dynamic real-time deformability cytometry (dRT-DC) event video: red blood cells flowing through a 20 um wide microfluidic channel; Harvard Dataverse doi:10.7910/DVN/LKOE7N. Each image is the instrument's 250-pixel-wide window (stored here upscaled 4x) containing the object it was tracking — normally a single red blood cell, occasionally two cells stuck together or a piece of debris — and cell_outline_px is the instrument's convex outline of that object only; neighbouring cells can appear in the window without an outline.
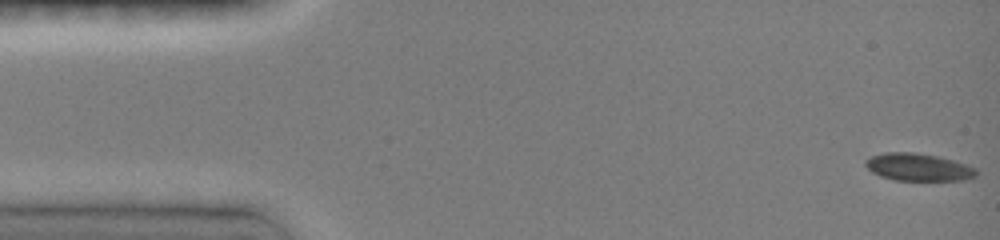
{"species": "common noctule bat (a hibernating species)", "species_latin": "Nyctalus noctula", "temperature_condition": "room temperature", "stored_images_in_passage": 47, "camera_frame_rate_fps": 3000, "um_per_image_px": 0.085, "animal": {"sex": "female", "body_mass_g": 19.0, "forearm_length_mm": 51.5}, "frame": {"image": 1, "passage_image": 1, "time_ms": 0.0, "image_size_px": [1000, 240], "cell_outline_px": [[976, 176], [964, 180], [896, 180], [880, 176], [872, 172], [864, 164], [864, 160], [872, 156], [888, 152], [912, 152], [936, 156], [952, 160], [976, 168]], "centroid_in_image_um": [78.03, 14.21], "position_along_channel_um": 7.0, "area_um2": 17.51}}
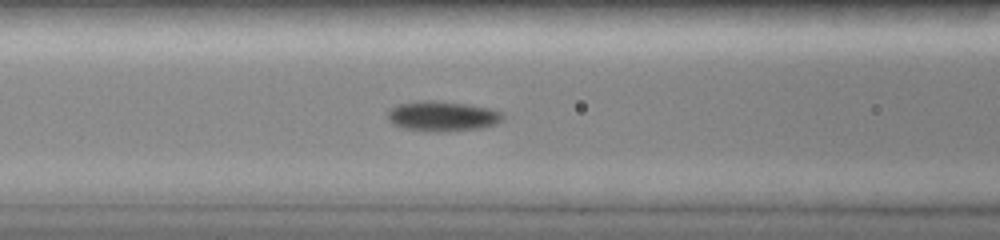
{"frame": {"image": 2, "passage_image": 19, "time_ms": 6.0, "image_size_px": [1000, 240], "cell_outline_px": [[504, 116], [496, 124], [480, 128], [444, 132], [440, 132], [404, 128], [392, 124], [388, 120], [388, 108], [396, 104], [420, 100], [432, 100], [468, 104], [488, 108], [500, 112]], "centroid_in_image_um": [37.54, 9.86], "position_along_channel_um": 129.1, "area_um2": 20.23}}
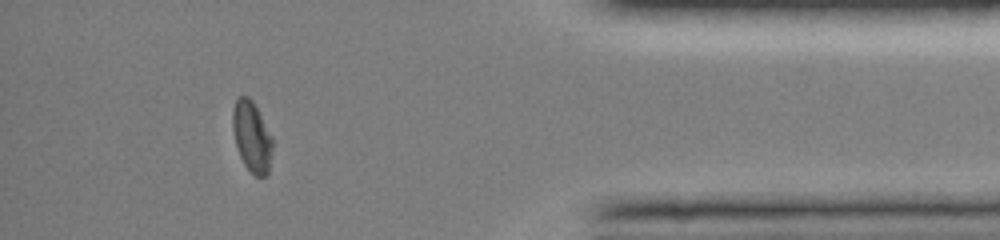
{"frame": {"image": 3, "passage_image": 42, "time_ms": 13.667, "image_size_px": [1000, 240], "cell_outline_px": [[272, 148], [268, 172], [264, 176], [256, 176], [244, 164], [240, 156], [236, 144], [232, 128], [232, 112], [236, 100], [240, 96], [248, 96], [252, 100], [272, 136]], "centroid_in_image_um": [21.39, 11.59], "position_along_channel_um": 413.8, "area_um2": 16.13}, "authors_computed_cell_mechanics": {"area_um2": 17.918, "velocity_mm_per_s": 4.0722, "shape_relaxation_time_tau1_ms": 2.4087, "shape_relaxation_time_tau2_ms": 3.0042, "deformation_change_tau1": 0.1221, "deformation_change_tau2": 0.0502}}